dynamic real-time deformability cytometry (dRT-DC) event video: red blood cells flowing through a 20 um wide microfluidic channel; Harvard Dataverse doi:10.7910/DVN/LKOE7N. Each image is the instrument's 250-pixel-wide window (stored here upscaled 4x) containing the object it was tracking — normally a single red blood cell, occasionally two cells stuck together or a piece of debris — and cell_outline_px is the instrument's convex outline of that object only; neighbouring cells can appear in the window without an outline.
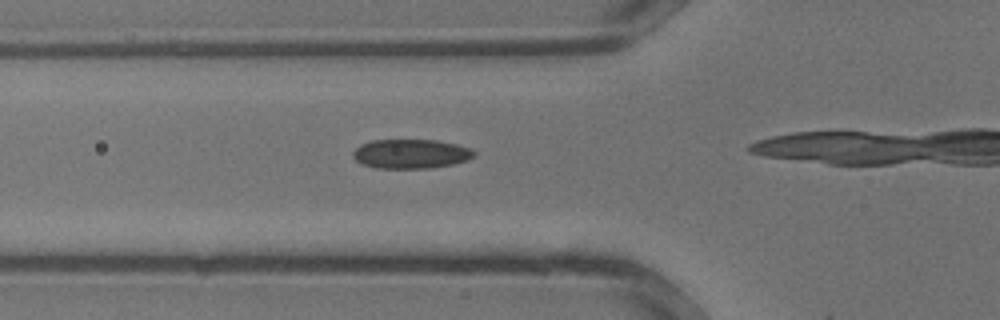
{"species": "common noctule bat (a hibernating species)", "species_latin": "Nyctalus noctula", "temperature_condition": "warm", "stored_images_in_passage": 6, "camera_frame_rate_fps": 3000, "um_per_image_px": 0.085, "animal": {"sex": "male", "body_mass_g": 13.3}, "frame": {"image": 1, "passage_image": 3, "time_ms": 0.667, "image_size_px": [1000, 320], "cell_outline_px": [[476, 156], [468, 160], [452, 164], [428, 168], [376, 168], [360, 164], [352, 156], [352, 152], [360, 144], [372, 140], [436, 140], [456, 144], [472, 148], [476, 152]], "centroid_in_image_um": [34.92, 13.07], "position_along_channel_um": 90.9, "area_um2": 20.87}}
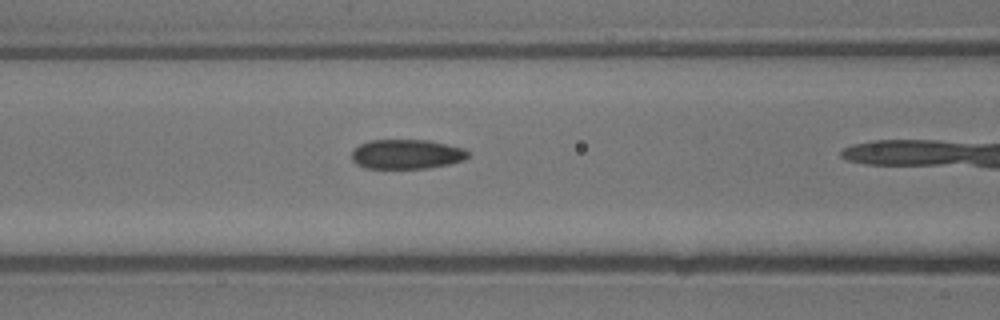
{"frame": {"image": 2, "passage_image": 5, "time_ms": 1.333, "image_size_px": [1000, 320], "cell_outline_px": [[472, 156], [464, 160], [448, 164], [428, 168], [364, 168], [356, 164], [352, 160], [352, 152], [360, 144], [368, 140], [428, 140], [464, 148]], "centroid_in_image_um": [34.58, 13.1], "position_along_channel_um": 132.0, "area_um2": 20.11}}